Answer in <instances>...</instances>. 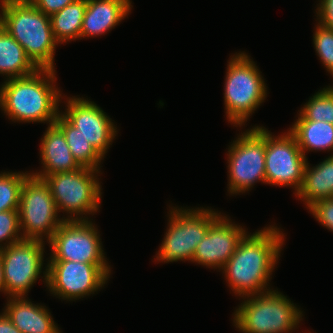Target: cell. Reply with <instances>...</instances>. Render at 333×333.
<instances>
[{
	"instance_id": "19",
	"label": "cell",
	"mask_w": 333,
	"mask_h": 333,
	"mask_svg": "<svg viewBox=\"0 0 333 333\" xmlns=\"http://www.w3.org/2000/svg\"><path fill=\"white\" fill-rule=\"evenodd\" d=\"M306 163L303 183L295 194L306 208L318 200L333 197V155L331 154L318 165L311 167Z\"/></svg>"
},
{
	"instance_id": "24",
	"label": "cell",
	"mask_w": 333,
	"mask_h": 333,
	"mask_svg": "<svg viewBox=\"0 0 333 333\" xmlns=\"http://www.w3.org/2000/svg\"><path fill=\"white\" fill-rule=\"evenodd\" d=\"M298 112L296 120L323 121L333 125V85L312 95Z\"/></svg>"
},
{
	"instance_id": "31",
	"label": "cell",
	"mask_w": 333,
	"mask_h": 333,
	"mask_svg": "<svg viewBox=\"0 0 333 333\" xmlns=\"http://www.w3.org/2000/svg\"><path fill=\"white\" fill-rule=\"evenodd\" d=\"M0 333H22L4 313H0Z\"/></svg>"
},
{
	"instance_id": "21",
	"label": "cell",
	"mask_w": 333,
	"mask_h": 333,
	"mask_svg": "<svg viewBox=\"0 0 333 333\" xmlns=\"http://www.w3.org/2000/svg\"><path fill=\"white\" fill-rule=\"evenodd\" d=\"M288 129L305 157L309 151H333V125L328 122L295 120Z\"/></svg>"
},
{
	"instance_id": "23",
	"label": "cell",
	"mask_w": 333,
	"mask_h": 333,
	"mask_svg": "<svg viewBox=\"0 0 333 333\" xmlns=\"http://www.w3.org/2000/svg\"><path fill=\"white\" fill-rule=\"evenodd\" d=\"M65 135L67 144L77 163L81 167L100 170L104 158L61 113L54 122Z\"/></svg>"
},
{
	"instance_id": "10",
	"label": "cell",
	"mask_w": 333,
	"mask_h": 333,
	"mask_svg": "<svg viewBox=\"0 0 333 333\" xmlns=\"http://www.w3.org/2000/svg\"><path fill=\"white\" fill-rule=\"evenodd\" d=\"M49 186L29 175L20 194L19 219L23 239L48 242L64 221L60 217ZM60 217V218H59Z\"/></svg>"
},
{
	"instance_id": "29",
	"label": "cell",
	"mask_w": 333,
	"mask_h": 333,
	"mask_svg": "<svg viewBox=\"0 0 333 333\" xmlns=\"http://www.w3.org/2000/svg\"><path fill=\"white\" fill-rule=\"evenodd\" d=\"M316 19L326 28L333 29V0H319L317 4Z\"/></svg>"
},
{
	"instance_id": "3",
	"label": "cell",
	"mask_w": 333,
	"mask_h": 333,
	"mask_svg": "<svg viewBox=\"0 0 333 333\" xmlns=\"http://www.w3.org/2000/svg\"><path fill=\"white\" fill-rule=\"evenodd\" d=\"M0 25L23 47L39 69L55 70L54 39L50 16L29 0H0Z\"/></svg>"
},
{
	"instance_id": "5",
	"label": "cell",
	"mask_w": 333,
	"mask_h": 333,
	"mask_svg": "<svg viewBox=\"0 0 333 333\" xmlns=\"http://www.w3.org/2000/svg\"><path fill=\"white\" fill-rule=\"evenodd\" d=\"M244 51L230 56L224 84V105L228 123L245 126L267 97V86L256 63Z\"/></svg>"
},
{
	"instance_id": "1",
	"label": "cell",
	"mask_w": 333,
	"mask_h": 333,
	"mask_svg": "<svg viewBox=\"0 0 333 333\" xmlns=\"http://www.w3.org/2000/svg\"><path fill=\"white\" fill-rule=\"evenodd\" d=\"M285 233L274 225L247 233L223 269L224 278L240 298L272 291V272L279 262Z\"/></svg>"
},
{
	"instance_id": "12",
	"label": "cell",
	"mask_w": 333,
	"mask_h": 333,
	"mask_svg": "<svg viewBox=\"0 0 333 333\" xmlns=\"http://www.w3.org/2000/svg\"><path fill=\"white\" fill-rule=\"evenodd\" d=\"M91 220H64L47 242L51 253L46 260L109 265L98 227Z\"/></svg>"
},
{
	"instance_id": "22",
	"label": "cell",
	"mask_w": 333,
	"mask_h": 333,
	"mask_svg": "<svg viewBox=\"0 0 333 333\" xmlns=\"http://www.w3.org/2000/svg\"><path fill=\"white\" fill-rule=\"evenodd\" d=\"M87 0H76L50 16L54 39L61 45L80 39Z\"/></svg>"
},
{
	"instance_id": "27",
	"label": "cell",
	"mask_w": 333,
	"mask_h": 333,
	"mask_svg": "<svg viewBox=\"0 0 333 333\" xmlns=\"http://www.w3.org/2000/svg\"><path fill=\"white\" fill-rule=\"evenodd\" d=\"M22 240L19 210L0 212V250Z\"/></svg>"
},
{
	"instance_id": "18",
	"label": "cell",
	"mask_w": 333,
	"mask_h": 333,
	"mask_svg": "<svg viewBox=\"0 0 333 333\" xmlns=\"http://www.w3.org/2000/svg\"><path fill=\"white\" fill-rule=\"evenodd\" d=\"M5 304L4 313L22 333H62L46 306L26 297L7 298Z\"/></svg>"
},
{
	"instance_id": "14",
	"label": "cell",
	"mask_w": 333,
	"mask_h": 333,
	"mask_svg": "<svg viewBox=\"0 0 333 333\" xmlns=\"http://www.w3.org/2000/svg\"><path fill=\"white\" fill-rule=\"evenodd\" d=\"M65 110L60 113L79 130V133L105 158L118 130L104 110L88 98L66 97Z\"/></svg>"
},
{
	"instance_id": "16",
	"label": "cell",
	"mask_w": 333,
	"mask_h": 333,
	"mask_svg": "<svg viewBox=\"0 0 333 333\" xmlns=\"http://www.w3.org/2000/svg\"><path fill=\"white\" fill-rule=\"evenodd\" d=\"M131 0H87L80 40L104 35L131 13Z\"/></svg>"
},
{
	"instance_id": "17",
	"label": "cell",
	"mask_w": 333,
	"mask_h": 333,
	"mask_svg": "<svg viewBox=\"0 0 333 333\" xmlns=\"http://www.w3.org/2000/svg\"><path fill=\"white\" fill-rule=\"evenodd\" d=\"M46 129L39 145L43 169L30 174L43 179L57 172H72L81 168L73 157L62 130L55 123L48 125Z\"/></svg>"
},
{
	"instance_id": "20",
	"label": "cell",
	"mask_w": 333,
	"mask_h": 333,
	"mask_svg": "<svg viewBox=\"0 0 333 333\" xmlns=\"http://www.w3.org/2000/svg\"><path fill=\"white\" fill-rule=\"evenodd\" d=\"M39 68L23 47L0 25V75L4 80L25 77Z\"/></svg>"
},
{
	"instance_id": "7",
	"label": "cell",
	"mask_w": 333,
	"mask_h": 333,
	"mask_svg": "<svg viewBox=\"0 0 333 333\" xmlns=\"http://www.w3.org/2000/svg\"><path fill=\"white\" fill-rule=\"evenodd\" d=\"M100 170L81 167L72 172H57L43 178L49 186L58 212L64 220H89L98 212L102 196ZM85 215V216H84Z\"/></svg>"
},
{
	"instance_id": "15",
	"label": "cell",
	"mask_w": 333,
	"mask_h": 333,
	"mask_svg": "<svg viewBox=\"0 0 333 333\" xmlns=\"http://www.w3.org/2000/svg\"><path fill=\"white\" fill-rule=\"evenodd\" d=\"M247 233L246 228L221 214L197 245L192 262L221 271Z\"/></svg>"
},
{
	"instance_id": "2",
	"label": "cell",
	"mask_w": 333,
	"mask_h": 333,
	"mask_svg": "<svg viewBox=\"0 0 333 333\" xmlns=\"http://www.w3.org/2000/svg\"><path fill=\"white\" fill-rule=\"evenodd\" d=\"M56 79V70L38 69L31 75L5 80L0 85L2 112L14 123L53 124L66 97Z\"/></svg>"
},
{
	"instance_id": "8",
	"label": "cell",
	"mask_w": 333,
	"mask_h": 333,
	"mask_svg": "<svg viewBox=\"0 0 333 333\" xmlns=\"http://www.w3.org/2000/svg\"><path fill=\"white\" fill-rule=\"evenodd\" d=\"M226 156L230 195L248 193L258 182L266 184L264 126L254 125L239 133L228 147Z\"/></svg>"
},
{
	"instance_id": "30",
	"label": "cell",
	"mask_w": 333,
	"mask_h": 333,
	"mask_svg": "<svg viewBox=\"0 0 333 333\" xmlns=\"http://www.w3.org/2000/svg\"><path fill=\"white\" fill-rule=\"evenodd\" d=\"M39 11L51 16L76 0H29Z\"/></svg>"
},
{
	"instance_id": "9",
	"label": "cell",
	"mask_w": 333,
	"mask_h": 333,
	"mask_svg": "<svg viewBox=\"0 0 333 333\" xmlns=\"http://www.w3.org/2000/svg\"><path fill=\"white\" fill-rule=\"evenodd\" d=\"M45 242L23 239L0 250L5 285L4 295L7 298L27 297V293L40 276L44 277L42 281L45 285L47 284V264L44 263L46 261L44 246L47 244Z\"/></svg>"
},
{
	"instance_id": "32",
	"label": "cell",
	"mask_w": 333,
	"mask_h": 333,
	"mask_svg": "<svg viewBox=\"0 0 333 333\" xmlns=\"http://www.w3.org/2000/svg\"><path fill=\"white\" fill-rule=\"evenodd\" d=\"M4 275H3V263L1 260V255H0V292H3L4 294Z\"/></svg>"
},
{
	"instance_id": "6",
	"label": "cell",
	"mask_w": 333,
	"mask_h": 333,
	"mask_svg": "<svg viewBox=\"0 0 333 333\" xmlns=\"http://www.w3.org/2000/svg\"><path fill=\"white\" fill-rule=\"evenodd\" d=\"M167 229L155 255V263L193 260L197 245L208 233L210 225L221 215L211 208L168 206Z\"/></svg>"
},
{
	"instance_id": "26",
	"label": "cell",
	"mask_w": 333,
	"mask_h": 333,
	"mask_svg": "<svg viewBox=\"0 0 333 333\" xmlns=\"http://www.w3.org/2000/svg\"><path fill=\"white\" fill-rule=\"evenodd\" d=\"M313 33V45L325 70L333 77V29L316 22Z\"/></svg>"
},
{
	"instance_id": "11",
	"label": "cell",
	"mask_w": 333,
	"mask_h": 333,
	"mask_svg": "<svg viewBox=\"0 0 333 333\" xmlns=\"http://www.w3.org/2000/svg\"><path fill=\"white\" fill-rule=\"evenodd\" d=\"M47 284L50 294L67 301H75L95 294L111 277V265L48 260Z\"/></svg>"
},
{
	"instance_id": "4",
	"label": "cell",
	"mask_w": 333,
	"mask_h": 333,
	"mask_svg": "<svg viewBox=\"0 0 333 333\" xmlns=\"http://www.w3.org/2000/svg\"><path fill=\"white\" fill-rule=\"evenodd\" d=\"M241 302L232 320L242 333H294L303 320V311L278 289L242 297Z\"/></svg>"
},
{
	"instance_id": "28",
	"label": "cell",
	"mask_w": 333,
	"mask_h": 333,
	"mask_svg": "<svg viewBox=\"0 0 333 333\" xmlns=\"http://www.w3.org/2000/svg\"><path fill=\"white\" fill-rule=\"evenodd\" d=\"M307 209L318 223L333 232V197L318 200Z\"/></svg>"
},
{
	"instance_id": "25",
	"label": "cell",
	"mask_w": 333,
	"mask_h": 333,
	"mask_svg": "<svg viewBox=\"0 0 333 333\" xmlns=\"http://www.w3.org/2000/svg\"><path fill=\"white\" fill-rule=\"evenodd\" d=\"M30 173V171H4L0 173V212L19 210L23 182Z\"/></svg>"
},
{
	"instance_id": "13",
	"label": "cell",
	"mask_w": 333,
	"mask_h": 333,
	"mask_svg": "<svg viewBox=\"0 0 333 333\" xmlns=\"http://www.w3.org/2000/svg\"><path fill=\"white\" fill-rule=\"evenodd\" d=\"M272 134L265 128L266 184L289 186L293 188V194H296L302 186L308 159L289 130L277 136Z\"/></svg>"
}]
</instances>
